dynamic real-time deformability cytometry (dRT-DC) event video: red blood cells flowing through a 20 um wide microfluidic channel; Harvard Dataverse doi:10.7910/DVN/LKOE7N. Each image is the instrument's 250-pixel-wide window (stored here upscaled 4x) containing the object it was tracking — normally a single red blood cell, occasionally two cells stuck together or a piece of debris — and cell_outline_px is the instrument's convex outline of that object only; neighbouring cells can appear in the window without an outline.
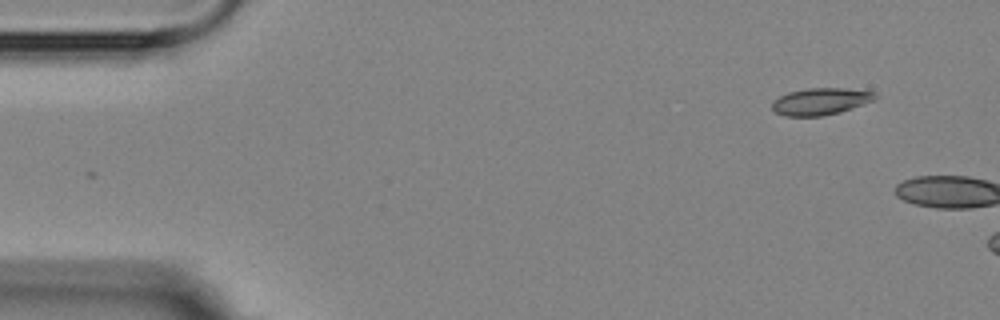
{"species": "Egyptian fruit bat (a non-hibernating species)", "species_latin": "Rousettus aegyptiacus", "temperature_condition": "room temperature", "stored_images_in_passage": 2, "camera_frame_rate_fps": 3000, "um_per_image_px": 0.085, "animal": {"sex": "female"}, "frame": {"image": 1, "passage_image": 1, "time_ms": 0.0, "image_size_px": [1000, 320], "cell_outline_px": [[880, 96], [876, 100], [840, 112], [820, 116], [784, 116], [776, 112], [772, 108], [772, 104], [780, 96], [788, 92], [808, 88], [844, 88], [876, 92]], "centroid_in_image_um": [69.81, 8.61], "position_along_channel_um": 15.2, "area_um2": 16.18}}